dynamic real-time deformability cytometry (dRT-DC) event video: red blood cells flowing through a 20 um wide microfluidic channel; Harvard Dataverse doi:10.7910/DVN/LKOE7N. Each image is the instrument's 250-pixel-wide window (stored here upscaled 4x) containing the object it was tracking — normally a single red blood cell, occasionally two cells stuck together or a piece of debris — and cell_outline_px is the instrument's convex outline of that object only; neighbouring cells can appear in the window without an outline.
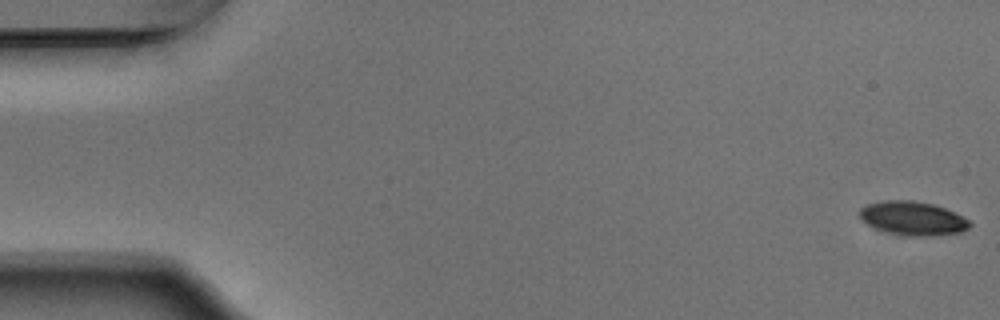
{"species": "Egyptian fruit bat (a non-hibernating species)", "species_latin": "Rousettus aegyptiacus", "temperature_condition": "warm", "stored_images_in_passage": 54, "camera_frame_rate_fps": 3000, "um_per_image_px": 0.085, "animal": {"sex": "male"}, "frame": {"image": 1, "passage_image": 1, "time_ms": 0.0, "image_size_px": [1000, 320], "cell_outline_px": [[972, 224], [968, 228], [960, 232], [932, 236], [908, 236], [884, 232], [868, 224], [860, 216], [860, 208], [864, 204], [884, 200], [912, 200], [932, 204], [944, 208], [968, 220]], "centroid_in_image_um": [77.55, 18.56], "position_along_channel_um": 7.5, "area_um2": 21.56}}
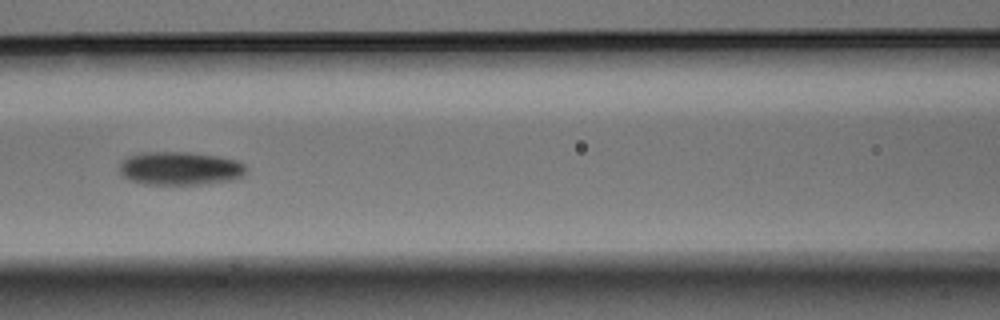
{"frame": {"image": 2, "passage_image": 24, "time_ms": 7.667, "image_size_px": [1000, 320], "cell_outline_px": [[244, 172], [240, 176], [232, 180], [208, 184], [144, 184], [132, 180], [124, 176], [120, 172], [120, 164], [128, 156], [144, 152], [188, 152], [216, 156], [236, 160], [244, 164]], "centroid_in_image_um": [15.29, 14.31], "position_along_channel_um": 151.3, "area_um2": 24.33}}
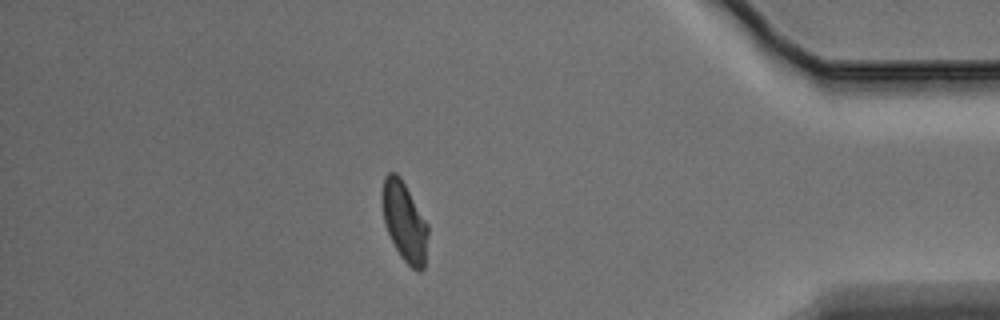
{"frame": {"image": 3, "passage_image": 47, "time_ms": 15.333, "image_size_px": [1000, 320], "cell_outline_px": [[428, 236], [424, 268], [420, 272], [416, 272], [400, 256], [388, 232], [384, 220], [380, 196], [384, 176], [388, 172], [396, 172], [400, 176], [428, 224]], "centroid_in_image_um": [34.37, 18.82], "position_along_channel_um": 400.8, "area_um2": 21.33}, "authors_computed_cell_mechanics": {"area_um2": 22.3686, "velocity_mm_per_s": 3.764, "shape_relaxation_time_tau1_ms": 3.6884, "shape_relaxation_time_tau2_ms": 4.6022, "deformation_change_tau1": 0.1334, "deformation_change_tau2": 0.0971}}